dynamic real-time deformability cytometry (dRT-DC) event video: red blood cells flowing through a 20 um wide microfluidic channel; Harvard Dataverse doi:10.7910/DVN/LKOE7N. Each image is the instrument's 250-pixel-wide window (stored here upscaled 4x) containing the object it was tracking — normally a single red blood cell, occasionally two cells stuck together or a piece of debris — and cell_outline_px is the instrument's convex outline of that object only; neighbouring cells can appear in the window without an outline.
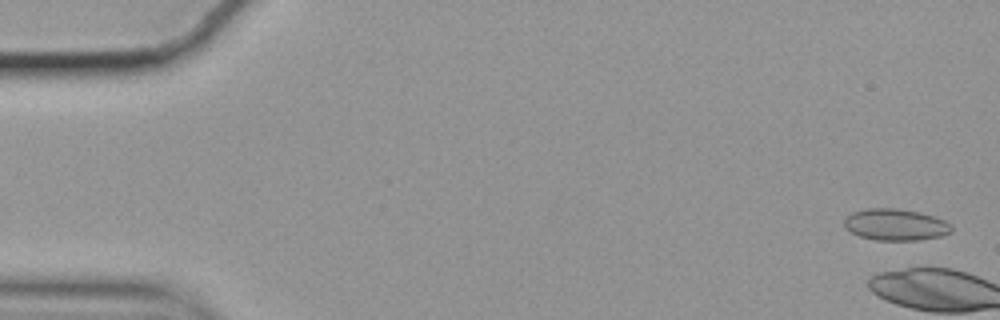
{"species": "common noctule bat (a hibernating species)", "species_latin": "Nyctalus noctula", "temperature_condition": "cold", "stored_images_in_passage": 4, "camera_frame_rate_fps": 3000, "um_per_image_px": 0.085, "animal": {"sex": "female", "body_mass_g": 19.9}, "frame": {"image": 1, "passage_image": 2, "time_ms": 0.333, "image_size_px": [1000, 320], "cell_outline_px": [[952, 232], [940, 236], [916, 240], [876, 240], [860, 236], [844, 228], [844, 220], [852, 212], [864, 208], [896, 208], [920, 212], [936, 216], [952, 224]], "centroid_in_image_um": [76.13, 19.08], "position_along_channel_um": 8.9, "area_um2": 19.88}}